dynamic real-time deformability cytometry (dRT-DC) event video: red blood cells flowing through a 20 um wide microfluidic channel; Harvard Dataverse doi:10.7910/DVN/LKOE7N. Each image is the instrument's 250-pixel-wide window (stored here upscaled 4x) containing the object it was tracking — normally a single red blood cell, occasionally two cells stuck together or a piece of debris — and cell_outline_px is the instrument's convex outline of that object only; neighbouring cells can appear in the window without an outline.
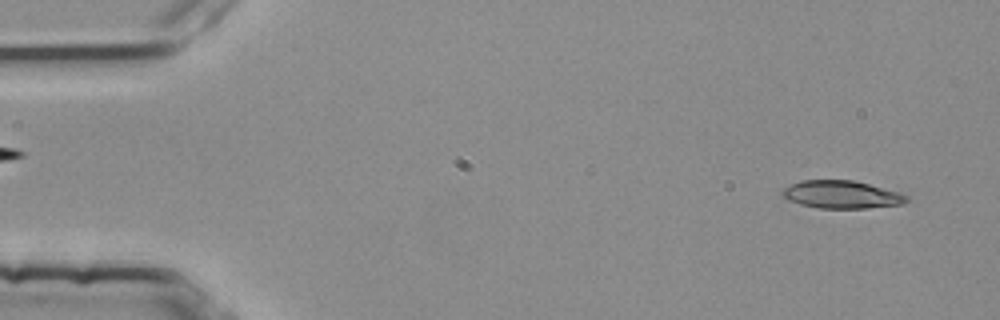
{"species": "common noctule bat (a hibernating species)", "species_latin": "Nyctalus noctula", "temperature_condition": "room temperature", "stored_images_in_passage": 5, "segment_of_instrument_passage": [2, 2], "camera_frame_rate_fps": 3000, "um_per_image_px": 0.085, "animal": {"sex": "female", "body_mass_g": 25.1}, "frame": {"image": 1, "passage_image": 5, "time_ms": 1.333, "image_size_px": [1000, 320], "cell_outline_px": [[908, 200], [904, 204], [864, 208], [820, 208], [800, 204], [788, 200], [780, 192], [784, 188], [800, 180], [852, 180], [900, 192], [908, 196]], "centroid_in_image_um": [71.54, 16.53], "position_along_channel_um": 13.5, "area_um2": 20.0}}